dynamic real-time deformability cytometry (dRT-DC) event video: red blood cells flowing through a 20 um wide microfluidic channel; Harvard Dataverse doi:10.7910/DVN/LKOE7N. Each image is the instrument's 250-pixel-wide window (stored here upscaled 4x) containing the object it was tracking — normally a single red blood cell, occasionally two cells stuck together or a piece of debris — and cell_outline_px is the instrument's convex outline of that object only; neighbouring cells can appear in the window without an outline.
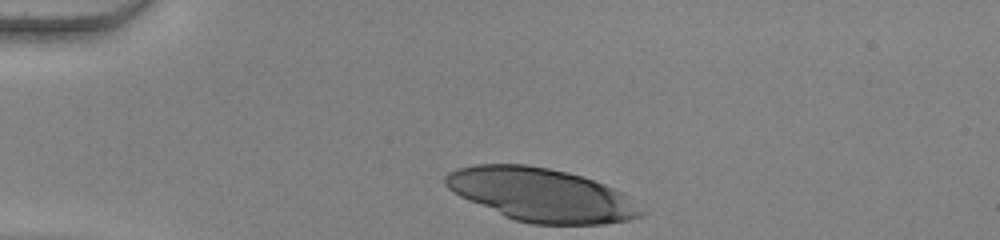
{"species": "human", "species_latin": "Homo sapiens", "temperature_condition": "warm", "stored_images_in_passage": 33, "camera_frame_rate_fps": 3000, "um_per_image_px": 0.085, "donor": {"sex": "female"}, "frame": {"image": 1, "passage_image": 1, "time_ms": 0.0, "image_size_px": [1000, 240], "cell_outline_px": [[644, 212], [640, 216], [628, 220], [604, 224], [532, 224], [516, 220], [504, 216], [468, 200], [452, 192], [444, 184], [444, 176], [448, 172], [456, 168], [476, 164], [528, 164], [568, 172], [604, 184], [620, 192]], "centroid_in_image_um": [45.93, 16.55], "position_along_channel_um": 39.1, "area_um2": 60.23}}